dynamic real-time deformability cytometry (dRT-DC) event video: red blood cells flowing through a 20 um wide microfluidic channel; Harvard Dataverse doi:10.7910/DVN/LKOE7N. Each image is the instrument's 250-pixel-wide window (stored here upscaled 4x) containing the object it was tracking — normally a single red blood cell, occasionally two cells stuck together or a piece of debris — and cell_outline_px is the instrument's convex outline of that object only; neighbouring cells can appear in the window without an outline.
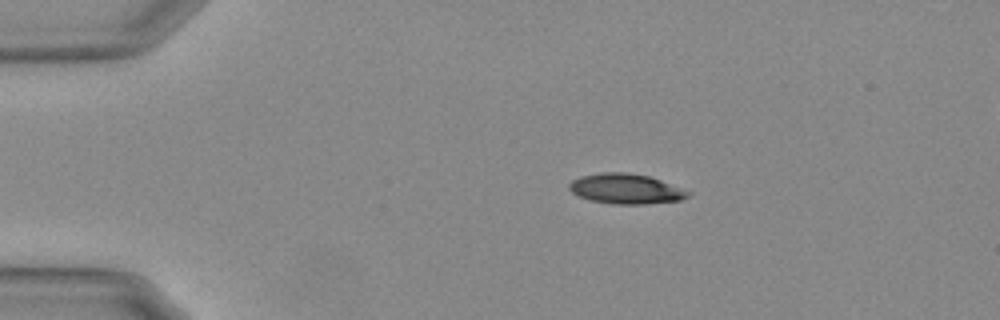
{"species": "Egyptian fruit bat (a non-hibernating species)", "species_latin": "Rousettus aegyptiacus", "temperature_condition": "warm", "stored_images_in_passage": 39, "camera_frame_rate_fps": 3000, "um_per_image_px": 0.085, "animal": {"sex": "female"}, "frame": {"image": 1, "passage_image": 1, "time_ms": 0.0, "image_size_px": [1000, 320], "cell_outline_px": [[692, 192], [688, 196], [680, 200], [644, 204], [612, 204], [588, 200], [572, 192], [568, 188], [568, 184], [572, 180], [580, 176], [604, 172], [628, 172], [648, 176], [660, 180]], "centroid_in_image_um": [53.17, 16.05], "position_along_channel_um": 31.8, "area_um2": 20.81}}
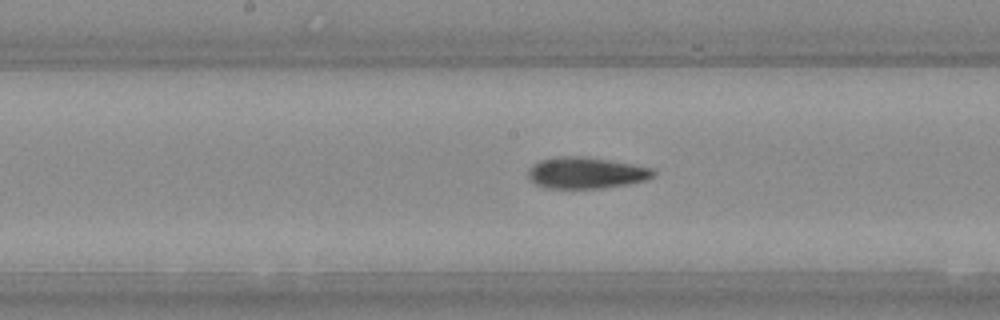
{"frame": {"image": 2, "passage_image": 19, "time_ms": 6.0, "image_size_px": [1000, 320], "cell_outline_px": [[656, 172], [652, 176], [644, 180], [628, 184], [600, 188], [548, 188], [536, 184], [528, 176], [528, 168], [532, 164], [540, 160], [556, 156], [584, 156], [632, 164], [652, 168]], "centroid_in_image_um": [49.78, 14.68], "position_along_channel_um": 198.4, "area_um2": 22.77}}
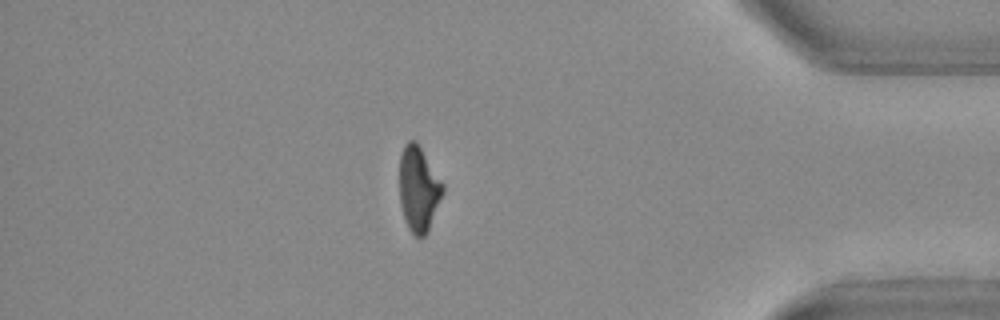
{"frame": {"image": 3, "passage_image": 38, "time_ms": 12.333, "image_size_px": [1000, 320], "cell_outline_px": [[444, 192], [428, 228], [424, 236], [420, 240], [408, 228], [400, 204], [400, 156], [404, 144], [408, 140], [416, 140], [444, 184]], "centroid_in_image_um": [35.58, 16.03], "position_along_channel_um": 399.6, "area_um2": 21.33}, "authors_computed_cell_mechanics": {"area_um2": 22.3686, "velocity_mm_per_s": 3.7245, "shape_relaxation_time_tau1_ms": 9.9611, "shape_relaxation_time_tau2_ms": 3.2615, "deformation_change_tau1": 0.2486, "deformation_change_tau2": 0.1104}}